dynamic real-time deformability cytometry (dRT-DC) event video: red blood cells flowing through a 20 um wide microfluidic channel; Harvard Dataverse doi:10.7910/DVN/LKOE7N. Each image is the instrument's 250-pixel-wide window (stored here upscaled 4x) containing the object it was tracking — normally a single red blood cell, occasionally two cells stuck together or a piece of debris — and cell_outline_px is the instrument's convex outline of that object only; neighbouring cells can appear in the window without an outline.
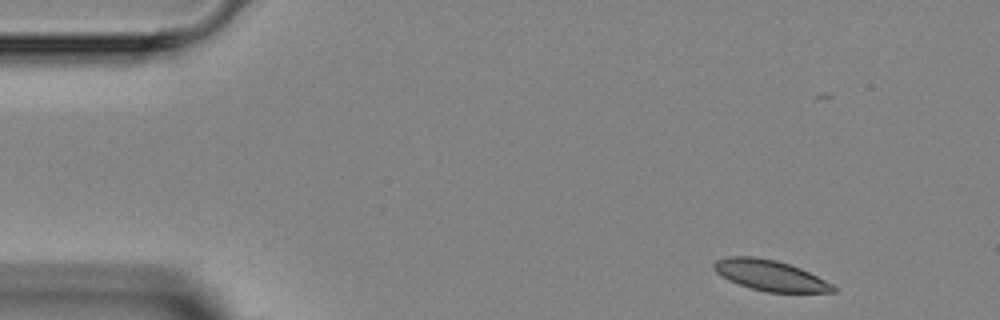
{"species": "Egyptian fruit bat (a non-hibernating species)", "species_latin": "Rousettus aegyptiacus", "temperature_condition": "room temperature", "stored_images_in_passage": 4, "camera_frame_rate_fps": 3000, "um_per_image_px": 0.085, "animal": {"sex": "female"}, "frame": {"image": 1, "passage_image": 1, "time_ms": 0.0, "image_size_px": [1000, 320], "cell_outline_px": [[836, 292], [768, 292], [752, 288], [728, 280], [716, 272], [712, 264], [716, 260], [728, 256], [752, 256], [776, 260], [800, 268], [832, 284], [836, 288]], "centroid_in_image_um": [65.43, 23.4], "position_along_channel_um": 19.6, "area_um2": 20.98}}
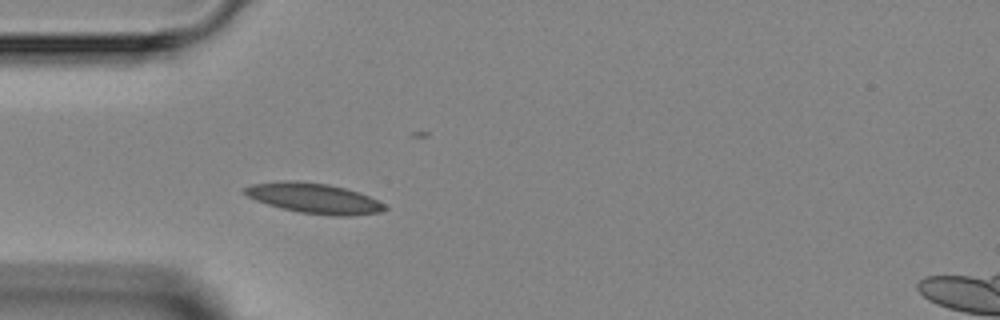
{"frame": {"image": 2, "passage_image": 3, "time_ms": 3.0, "image_size_px": [1000, 320], "cell_outline_px": [[388, 208], [380, 212], [352, 216], [332, 216], [300, 212], [280, 208], [256, 200], [248, 196], [244, 192], [244, 188], [252, 184], [284, 180], [296, 180], [328, 184], [344, 188], [368, 196], [384, 204]], "centroid_in_image_um": [26.68, 16.85], "position_along_channel_um": 58.3, "area_um2": 24.51}}